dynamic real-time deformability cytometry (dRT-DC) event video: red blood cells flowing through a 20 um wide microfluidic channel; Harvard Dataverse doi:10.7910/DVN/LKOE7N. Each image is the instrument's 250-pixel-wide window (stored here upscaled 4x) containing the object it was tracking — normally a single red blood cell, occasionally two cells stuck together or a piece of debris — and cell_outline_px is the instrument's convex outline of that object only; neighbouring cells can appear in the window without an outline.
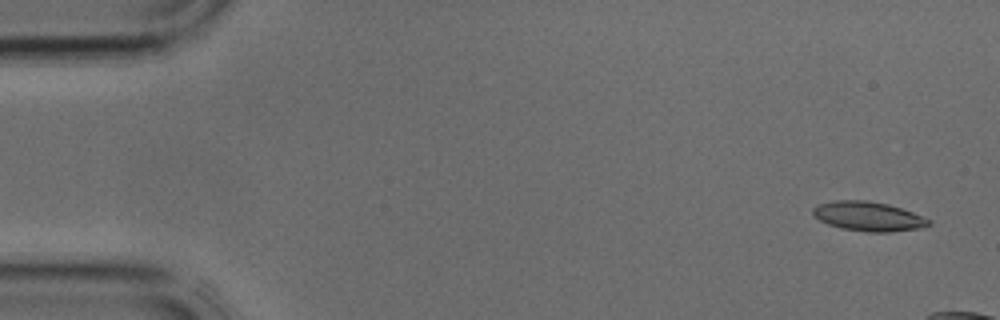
{"species": "common noctule bat (a hibernating species)", "species_latin": "Nyctalus noctula", "temperature_condition": "cold", "stored_images_in_passage": 8, "camera_frame_rate_fps": 3000, "um_per_image_px": 0.085, "animal": {"sex": "male", "body_mass_g": 17.9, "forearm_length_mm": 54.2}, "frame": {"image": 1, "passage_image": 2, "time_ms": 0.333, "image_size_px": [1000, 320], "cell_outline_px": [[932, 224], [924, 228], [888, 232], [868, 232], [840, 228], [828, 224], [820, 220], [812, 212], [812, 208], [820, 204], [836, 200], [868, 200], [888, 204], [912, 212], [932, 220]], "centroid_in_image_um": [73.85, 18.39], "position_along_channel_um": 11.1, "area_um2": 19.88}}